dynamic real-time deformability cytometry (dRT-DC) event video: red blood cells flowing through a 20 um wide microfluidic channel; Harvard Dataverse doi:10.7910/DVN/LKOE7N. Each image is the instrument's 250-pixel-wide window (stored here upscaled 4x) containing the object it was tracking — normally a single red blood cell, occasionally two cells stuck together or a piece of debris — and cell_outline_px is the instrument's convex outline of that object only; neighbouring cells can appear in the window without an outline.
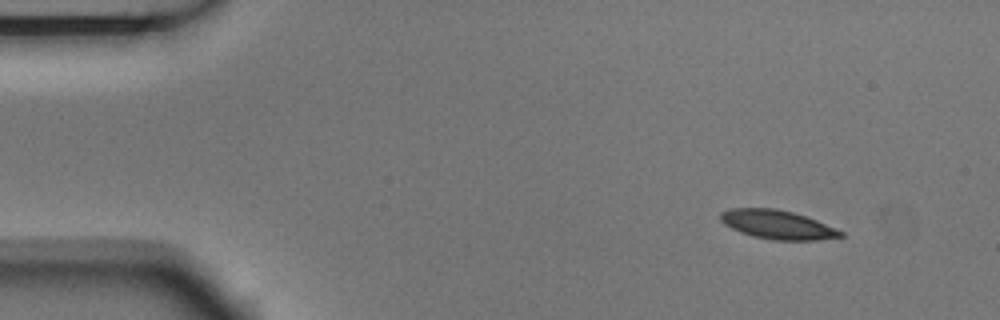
{"species": "Egyptian fruit bat (a non-hibernating species)", "species_latin": "Rousettus aegyptiacus", "temperature_condition": "room temperature", "stored_images_in_passage": 5, "camera_frame_rate_fps": 3000, "um_per_image_px": 0.085, "animal": {"sex": "male"}, "frame": {"image": 1, "passage_image": 1, "time_ms": 0.0, "image_size_px": [1000, 320], "cell_outline_px": [[844, 236], [816, 240], [772, 240], [752, 236], [740, 232], [724, 224], [720, 220], [720, 212], [732, 208], [776, 208], [792, 212], [816, 220], [844, 232]], "centroid_in_image_um": [66.05, 19.09], "position_along_channel_um": 18.9, "area_um2": 20.11}}
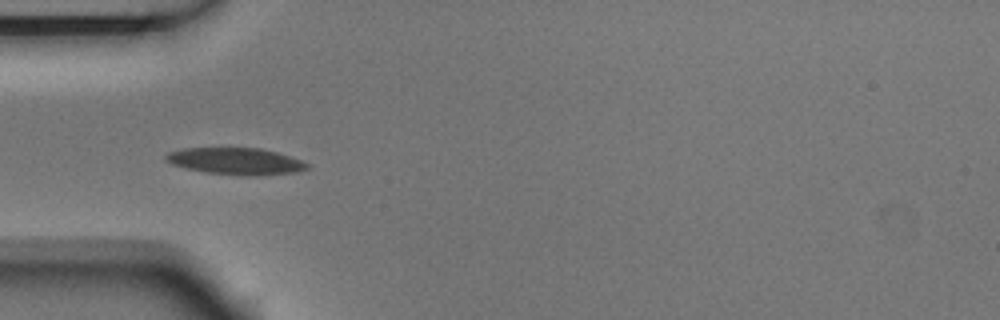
{"frame": {"image": 2, "passage_image": 4, "time_ms": 1.0, "image_size_px": [1000, 320], "cell_outline_px": [[308, 168], [296, 172], [256, 176], [244, 176], [208, 172], [184, 168], [172, 164], [164, 160], [164, 156], [168, 152], [184, 148], [260, 148], [276, 152], [300, 160], [308, 164]], "centroid_in_image_um": [20.0, 13.7], "position_along_channel_um": 65.0, "area_um2": 21.96}}
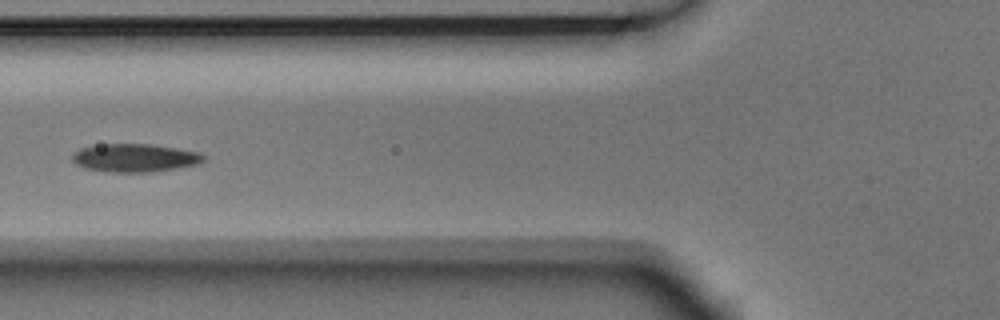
{"frame": {"image": 3, "passage_image": 5, "time_ms": 1.333, "image_size_px": [1000, 320], "cell_outline_px": [[204, 160], [196, 164], [176, 168], [152, 172], [108, 172], [84, 168], [76, 164], [72, 160], [72, 152], [80, 148], [100, 144], [152, 144], [200, 152], [204, 156]], "centroid_in_image_um": [11.42, 13.41], "position_along_channel_um": 114.4, "area_um2": 21.62}}